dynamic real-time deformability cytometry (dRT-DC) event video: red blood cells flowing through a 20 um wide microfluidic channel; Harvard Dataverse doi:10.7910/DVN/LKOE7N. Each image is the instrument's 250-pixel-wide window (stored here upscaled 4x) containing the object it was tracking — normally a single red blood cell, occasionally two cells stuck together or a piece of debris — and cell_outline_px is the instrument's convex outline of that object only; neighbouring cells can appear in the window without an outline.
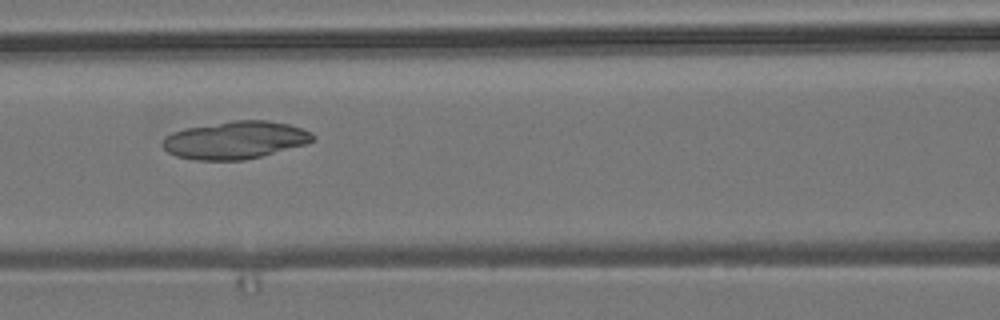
{"species": "common noctule bat (a hibernating species)", "species_latin": "Nyctalus noctula", "temperature_condition": "room temperature", "stored_images_in_passage": 8, "camera_frame_rate_fps": 3000, "um_per_image_px": 0.085, "animal": {"sex": "male", "body_mass_g": 19.2, "forearm_length_mm": 51.8}, "frame": {"image": 1, "passage_image": 7, "time_ms": 9.0, "image_size_px": [1000, 320], "cell_outline_px": [[316, 140], [308, 144], [244, 160], [196, 160], [176, 156], [168, 152], [160, 144], [164, 136], [172, 132], [184, 128], [232, 120], [268, 120], [288, 124], [312, 132], [316, 136]], "centroid_in_image_um": [19.99, 11.9], "position_along_channel_um": 146.6, "area_um2": 33.29}}
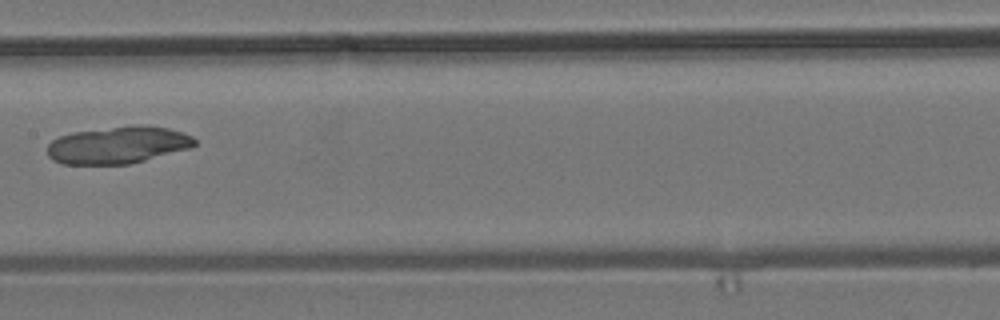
{"frame": {"image": 2, "passage_image": 8, "time_ms": 10.333, "image_size_px": [1000, 320], "cell_outline_px": [[196, 144], [192, 148], [128, 164], [64, 164], [52, 160], [48, 156], [48, 144], [52, 140], [60, 136], [72, 132], [144, 124], [168, 128], [184, 132], [192, 136], [196, 140]], "centroid_in_image_um": [10.06, 12.32], "position_along_channel_um": 197.3, "area_um2": 31.91}}